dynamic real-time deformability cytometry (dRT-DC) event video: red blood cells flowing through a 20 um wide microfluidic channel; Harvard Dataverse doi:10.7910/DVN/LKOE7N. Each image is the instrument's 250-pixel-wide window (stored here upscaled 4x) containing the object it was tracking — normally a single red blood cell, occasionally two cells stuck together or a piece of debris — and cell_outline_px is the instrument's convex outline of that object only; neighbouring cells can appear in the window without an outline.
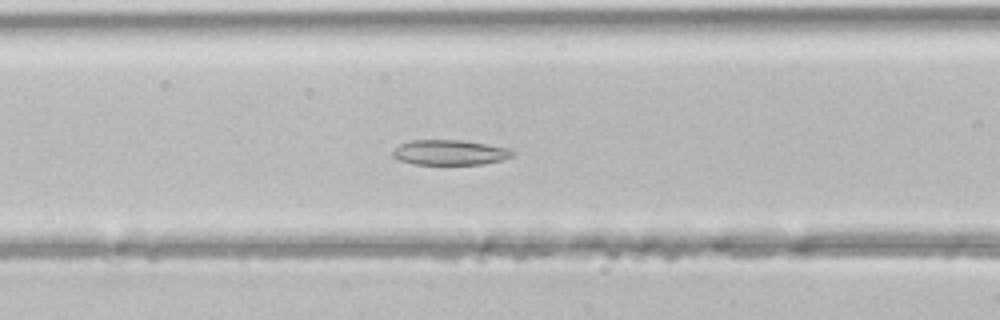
{"species": "common noctule bat (a hibernating species)", "species_latin": "Nyctalus noctula", "temperature_condition": "room temperature", "stored_images_in_passage": 39, "camera_frame_rate_fps": 3000, "um_per_image_px": 0.085, "animal": {"sex": "male", "body_mass_g": 21.5, "forearm_length_mm": 52.0}, "frame": {"image": 1, "passage_image": 12, "time_ms": 3.667, "image_size_px": [1000, 320], "cell_outline_px": [[516, 152], [512, 156], [504, 160], [484, 164], [416, 164], [400, 160], [392, 156], [392, 152], [400, 144], [412, 140], [460, 140], [488, 144], [508, 148]], "centroid_in_image_um": [38.28, 12.96], "position_along_channel_um": 128.3, "area_um2": 17.51}}
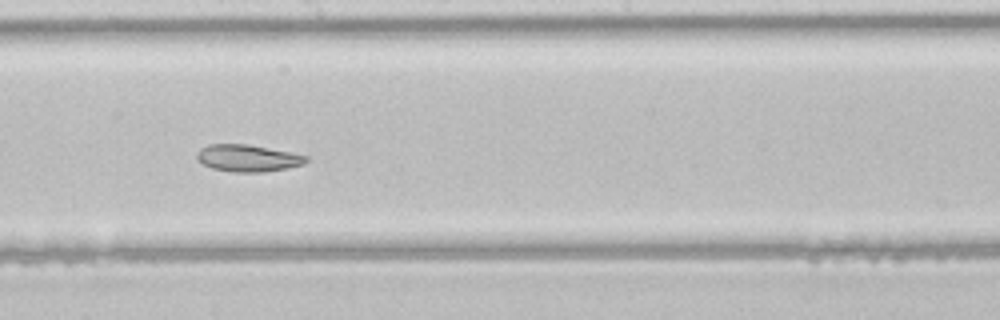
{"frame": {"image": 2, "passage_image": 19, "time_ms": 6.0, "image_size_px": [1000, 320], "cell_outline_px": [[308, 160], [304, 164], [288, 168], [264, 172], [232, 172], [212, 168], [204, 164], [196, 156], [200, 148], [208, 144], [248, 144], [292, 152], [308, 156]], "centroid_in_image_um": [21.1, 13.44], "position_along_channel_um": 227.1, "area_um2": 17.22}}
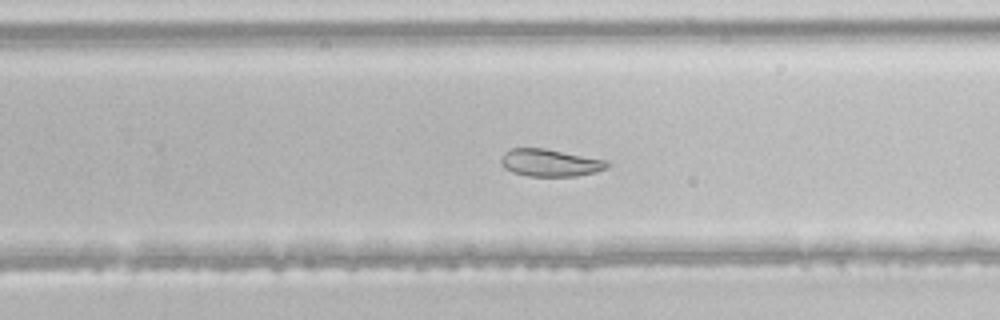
{"frame": {"image": 3, "passage_image": 23, "time_ms": 7.333, "image_size_px": [1000, 320], "cell_outline_px": [[608, 168], [596, 172], [576, 176], [528, 176], [512, 172], [504, 168], [500, 164], [500, 156], [504, 152], [512, 148], [544, 148], [608, 160]], "centroid_in_image_um": [46.73, 13.83], "position_along_channel_um": 283.1, "area_um2": 17.11}}